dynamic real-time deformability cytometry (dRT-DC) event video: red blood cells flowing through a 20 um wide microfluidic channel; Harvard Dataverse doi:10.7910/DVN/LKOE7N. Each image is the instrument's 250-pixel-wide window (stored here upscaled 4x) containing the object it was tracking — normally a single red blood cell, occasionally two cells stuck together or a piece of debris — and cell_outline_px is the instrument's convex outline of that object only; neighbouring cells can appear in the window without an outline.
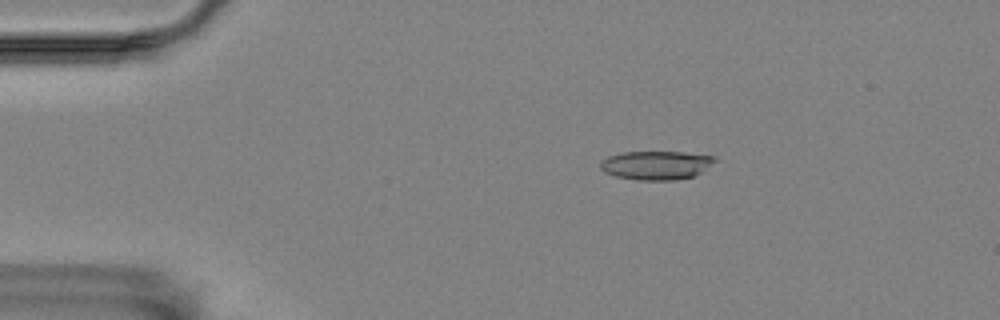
{"species": "Egyptian fruit bat (a non-hibernating species)", "species_latin": "Rousettus aegyptiacus", "temperature_condition": "room temperature", "stored_images_in_passage": 5, "camera_frame_rate_fps": 3000, "um_per_image_px": 0.085, "animal": {"sex": "female"}, "frame": {"image": 1, "passage_image": 3, "time_ms": 0.667, "image_size_px": [1000, 320], "cell_outline_px": [[720, 160], [700, 172], [692, 176], [676, 180], [636, 180], [616, 176], [604, 172], [600, 168], [600, 164], [608, 156], [624, 152], [684, 152], [716, 156]], "centroid_in_image_um": [55.82, 14.04], "position_along_channel_um": 29.2, "area_um2": 19.25}}